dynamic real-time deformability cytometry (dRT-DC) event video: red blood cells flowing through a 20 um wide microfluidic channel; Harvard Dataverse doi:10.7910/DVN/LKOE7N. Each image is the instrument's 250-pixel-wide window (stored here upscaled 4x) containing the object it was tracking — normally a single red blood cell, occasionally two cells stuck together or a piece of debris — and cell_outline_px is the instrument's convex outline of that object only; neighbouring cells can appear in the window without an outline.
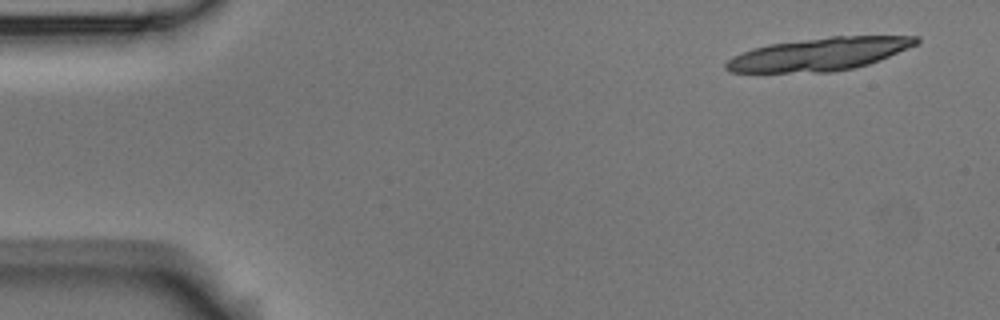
{"species": "Egyptian fruit bat (a non-hibernating species)", "species_latin": "Rousettus aegyptiacus", "temperature_condition": "room temperature", "stored_images_in_passage": 9, "camera_frame_rate_fps": 3000, "um_per_image_px": 0.085, "animal": {"sex": "male"}, "frame": {"image": 1, "passage_image": 1, "time_ms": 0.0, "image_size_px": [1000, 320], "cell_outline_px": [[920, 40], [916, 44], [908, 48], [880, 60], [868, 64], [852, 68], [832, 72], [728, 72], [724, 68], [724, 64], [732, 56], [752, 48], [768, 44], [832, 36], [920, 36]], "centroid_in_image_um": [69.61, 4.6], "position_along_channel_um": 15.4, "area_um2": 36.36}}
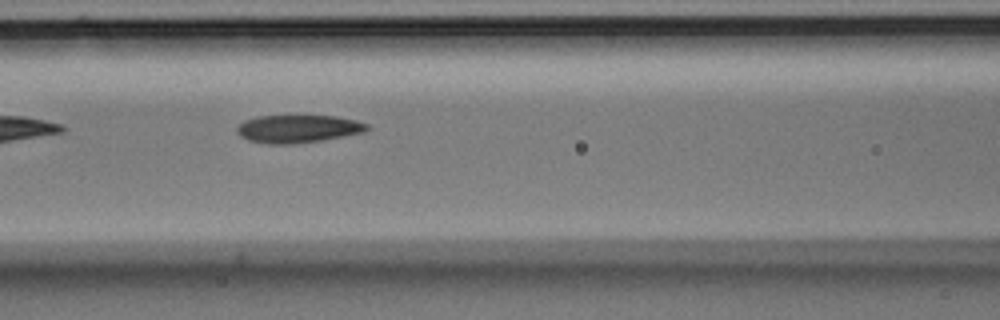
{"frame": {"image": 2, "passage_image": 7, "time_ms": 2.0, "image_size_px": [1000, 320], "cell_outline_px": [[368, 128], [364, 132], [320, 140], [292, 144], [264, 144], [248, 140], [240, 136], [236, 132], [236, 128], [244, 120], [256, 116], [292, 112], [336, 116], [356, 120], [368, 124]], "centroid_in_image_um": [25.26, 10.88], "position_along_channel_um": 141.3, "area_um2": 22.2}}
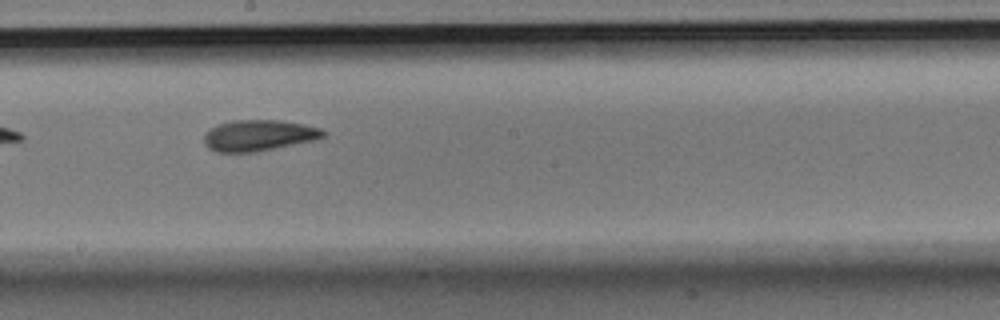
{"frame": {"image": 3, "passage_image": 9, "time_ms": 2.667, "image_size_px": [1000, 320], "cell_outline_px": [[328, 132], [324, 136], [316, 140], [256, 152], [216, 152], [208, 148], [204, 144], [204, 132], [220, 124], [232, 120], [280, 120], [304, 124], [320, 128]], "centroid_in_image_um": [22.01, 11.51], "position_along_channel_um": 226.2, "area_um2": 21.73}}